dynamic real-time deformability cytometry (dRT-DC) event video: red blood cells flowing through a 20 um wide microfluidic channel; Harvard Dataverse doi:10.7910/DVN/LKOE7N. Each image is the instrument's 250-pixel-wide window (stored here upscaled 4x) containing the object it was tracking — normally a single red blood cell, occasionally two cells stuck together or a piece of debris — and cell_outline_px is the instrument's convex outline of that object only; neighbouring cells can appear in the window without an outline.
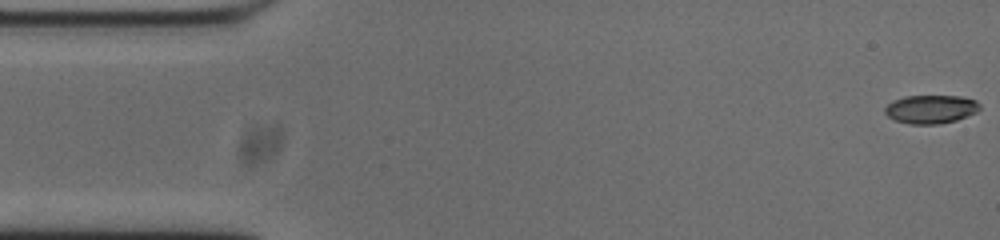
{"species": "common noctule bat (a hibernating species)", "species_latin": "Nyctalus noctula", "temperature_condition": "cold", "stored_images_in_passage": 54, "camera_frame_rate_fps": 3000, "um_per_image_px": 0.085, "animal": {"sex": "male", "body_mass_g": 20.0, "forearm_length_mm": 53.3}, "frame": {"image": 1, "passage_image": 1, "time_ms": 0.0, "image_size_px": [1000, 240], "cell_outline_px": [[980, 108], [976, 112], [956, 120], [940, 124], [908, 124], [896, 120], [888, 116], [884, 112], [884, 108], [892, 100], [904, 96], [960, 96], [976, 100], [980, 104]], "centroid_in_image_um": [79.11, 9.27], "position_along_channel_um": 5.9, "area_um2": 15.78}}
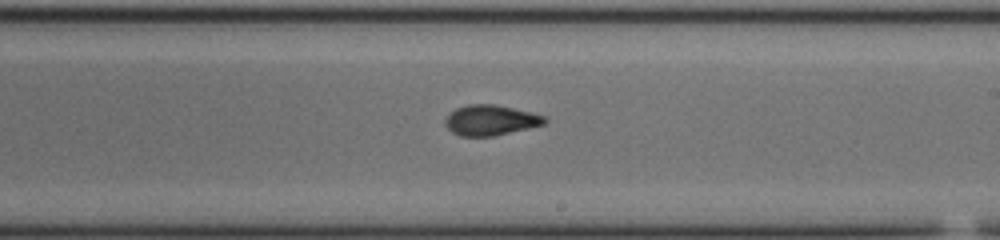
{"frame": {"image": 2, "passage_image": 30, "time_ms": 9.667, "image_size_px": [1000, 240], "cell_outline_px": [[548, 120], [544, 124], [528, 128], [492, 136], [460, 136], [452, 132], [444, 124], [444, 120], [456, 108], [468, 104], [496, 104], [532, 112], [544, 116]], "centroid_in_image_um": [41.7, 10.21], "position_along_channel_um": 247.3, "area_um2": 17.51}}
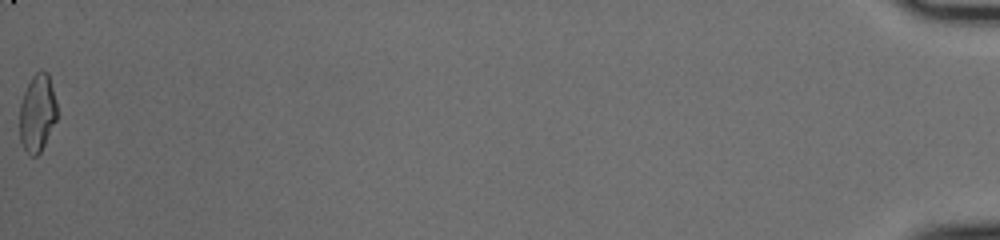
{"frame": {"image": 3, "passage_image": 54, "time_ms": 17.667, "image_size_px": [1000, 240], "cell_outline_px": [[56, 120], [40, 152], [36, 156], [32, 156], [24, 148], [20, 140], [20, 104], [24, 92], [32, 76], [40, 68], [48, 72], [56, 100]], "centroid_in_image_um": [3.17, 9.56], "position_along_channel_um": 432.0, "area_um2": 16.76}, "authors_computed_cell_mechanics": {"area_um2": 17.051, "velocity_mm_per_s": 3.7421, "shape_relaxation_time_tau1_ms": 6.2693, "shape_relaxation_time_tau2_ms": 1.6805, "deformation_change_tau1": 0.1979, "deformation_change_tau2": 0.0746}}